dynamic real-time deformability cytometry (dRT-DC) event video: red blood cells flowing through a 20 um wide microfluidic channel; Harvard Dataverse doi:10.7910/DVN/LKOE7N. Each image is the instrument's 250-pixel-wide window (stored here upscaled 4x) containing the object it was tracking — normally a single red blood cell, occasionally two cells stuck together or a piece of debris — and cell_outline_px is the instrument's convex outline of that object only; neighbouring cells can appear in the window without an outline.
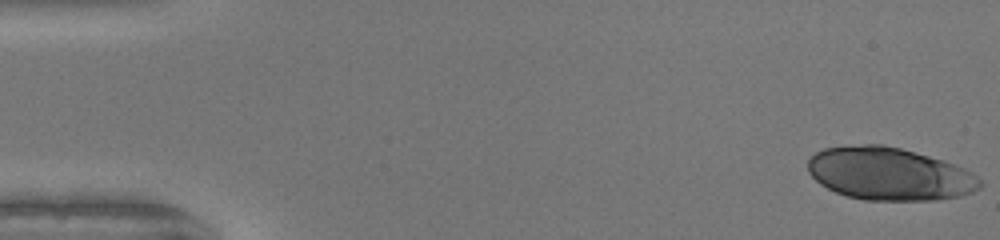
{"species": "human", "species_latin": "Homo sapiens", "temperature_condition": "warm", "stored_images_in_passage": 49, "camera_frame_rate_fps": 3000, "um_per_image_px": 0.085, "donor": {"sex": "female"}, "frame": {"image": 1, "passage_image": 1, "time_ms": 0.0, "image_size_px": [1000, 240], "cell_outline_px": [[984, 184], [980, 188], [972, 192], [960, 196], [936, 200], [864, 200], [848, 196], [836, 192], [820, 184], [808, 172], [808, 160], [816, 152], [824, 148], [864, 144], [880, 144], [900, 148], [944, 160], [964, 168], [972, 172]], "centroid_in_image_um": [75.61, 14.78], "position_along_channel_um": 9.4, "area_um2": 52.89}}
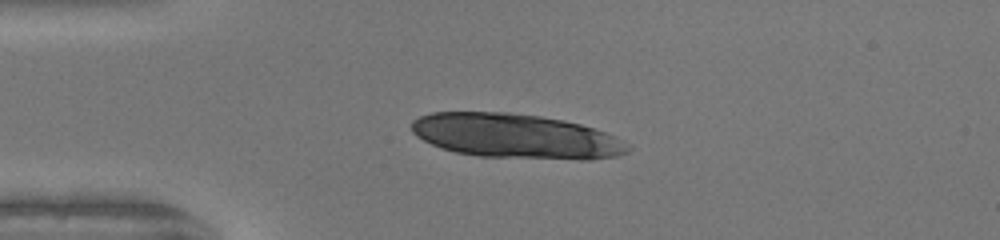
{"frame": {"image": 2, "passage_image": 12, "time_ms": 3.667, "image_size_px": [1000, 240], "cell_outline_px": [[632, 148], [628, 152], [616, 156], [588, 160], [580, 160], [480, 156], [456, 152], [440, 148], [416, 136], [412, 132], [412, 120], [420, 116], [432, 112], [508, 112], [540, 116], [564, 120], [580, 124], [604, 132], [620, 140]], "centroid_in_image_um": [43.82, 11.57], "position_along_channel_um": 41.2, "area_um2": 56.07}}